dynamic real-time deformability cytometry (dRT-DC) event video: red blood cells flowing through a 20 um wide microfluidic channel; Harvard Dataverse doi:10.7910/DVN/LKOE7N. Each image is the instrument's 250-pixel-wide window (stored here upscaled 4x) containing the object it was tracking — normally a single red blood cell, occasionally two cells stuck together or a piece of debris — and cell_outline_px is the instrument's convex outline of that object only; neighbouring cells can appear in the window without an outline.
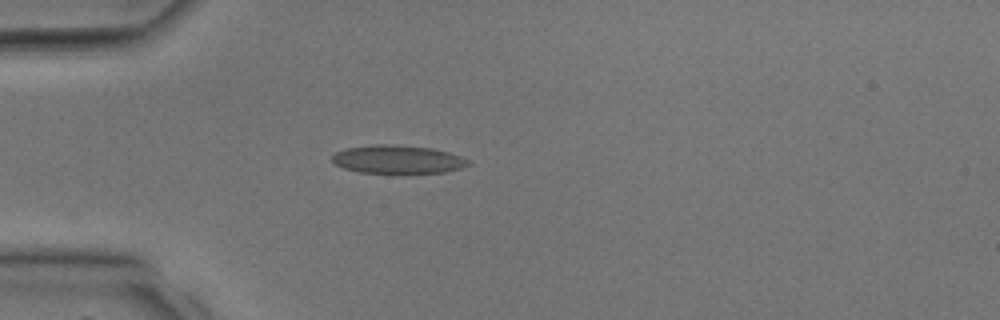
{"species": "common noctule bat (a hibernating species)", "species_latin": "Nyctalus noctula", "temperature_condition": "room temperature", "stored_images_in_passage": 1, "camera_frame_rate_fps": 3000, "um_per_image_px": 0.085, "animal": {"sex": "male", "body_mass_g": 17.9, "forearm_length_mm": 54.2}, "frame": {"image": 1, "passage_image": 1, "time_ms": 0.0, "image_size_px": [1000, 320], "cell_outline_px": [[472, 164], [460, 168], [444, 172], [360, 172], [344, 168], [336, 164], [332, 160], [332, 156], [336, 152], [348, 148], [376, 144], [396, 144], [432, 148], [448, 152], [460, 156], [468, 160]], "centroid_in_image_um": [33.82, 13.53], "position_along_channel_um": 51.2, "area_um2": 22.08}}